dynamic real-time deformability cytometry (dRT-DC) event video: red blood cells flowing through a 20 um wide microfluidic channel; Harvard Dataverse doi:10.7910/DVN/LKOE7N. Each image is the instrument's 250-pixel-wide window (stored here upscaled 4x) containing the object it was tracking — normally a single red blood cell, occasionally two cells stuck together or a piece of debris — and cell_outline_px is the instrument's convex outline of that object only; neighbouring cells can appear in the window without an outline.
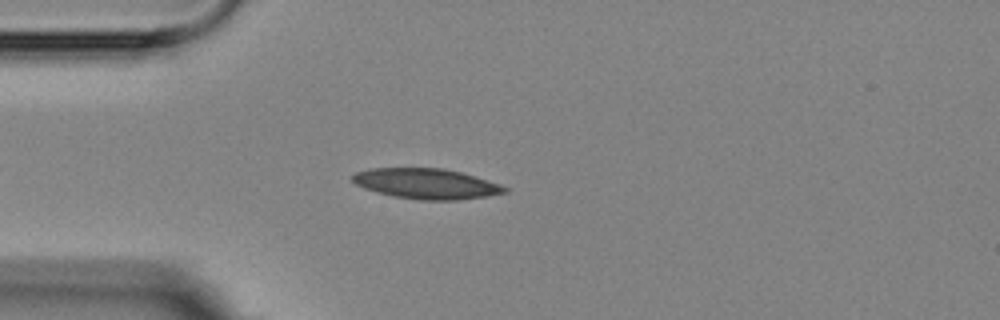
{"species": "Egyptian fruit bat (a non-hibernating species)", "species_latin": "Rousettus aegyptiacus", "temperature_condition": "room temperature", "stored_images_in_passage": 5, "camera_frame_rate_fps": 3000, "um_per_image_px": 0.085, "animal": {"sex": "female"}, "frame": {"image": 1, "passage_image": 5, "time_ms": 4.333, "image_size_px": [1000, 320], "cell_outline_px": [[508, 192], [488, 196], [456, 200], [420, 200], [396, 196], [376, 192], [364, 188], [356, 184], [352, 180], [352, 176], [356, 172], [368, 168], [444, 168], [460, 172], [488, 180], [500, 184], [508, 188]], "centroid_in_image_um": [36.25, 15.61], "position_along_channel_um": 48.8, "area_um2": 26.88}}